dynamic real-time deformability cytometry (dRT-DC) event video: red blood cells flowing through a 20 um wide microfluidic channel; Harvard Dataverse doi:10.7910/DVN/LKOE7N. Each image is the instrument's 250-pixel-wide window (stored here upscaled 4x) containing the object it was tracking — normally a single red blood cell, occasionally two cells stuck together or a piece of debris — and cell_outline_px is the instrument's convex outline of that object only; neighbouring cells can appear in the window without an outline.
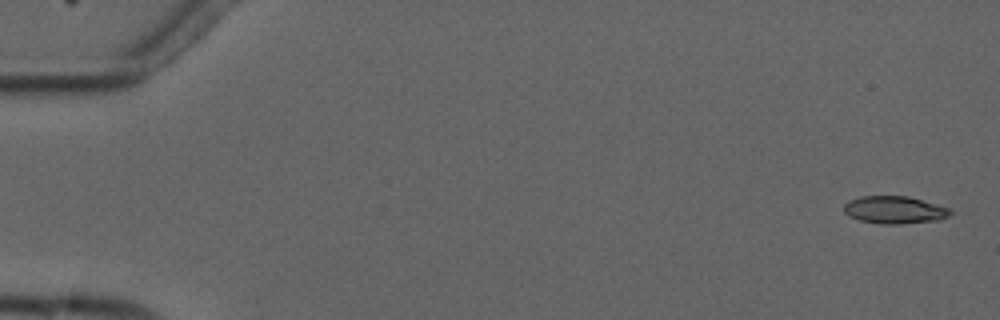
{"species": "common noctule bat (a hibernating species)", "species_latin": "Nyctalus noctula", "temperature_condition": "cold", "stored_images_in_passage": 6, "camera_frame_rate_fps": 3000, "um_per_image_px": 0.085, "animal": {"sex": "male", "forearm_length_mm": 52.5}, "frame": {"image": 1, "passage_image": 1, "time_ms": 0.0, "image_size_px": [1000, 320], "cell_outline_px": [[956, 212], [940, 220], [900, 224], [880, 224], [860, 220], [848, 216], [844, 212], [844, 204], [848, 200], [860, 196], [908, 196], [936, 204], [948, 208]], "centroid_in_image_um": [76.03, 17.84], "position_along_channel_um": 9.0, "area_um2": 17.22}}